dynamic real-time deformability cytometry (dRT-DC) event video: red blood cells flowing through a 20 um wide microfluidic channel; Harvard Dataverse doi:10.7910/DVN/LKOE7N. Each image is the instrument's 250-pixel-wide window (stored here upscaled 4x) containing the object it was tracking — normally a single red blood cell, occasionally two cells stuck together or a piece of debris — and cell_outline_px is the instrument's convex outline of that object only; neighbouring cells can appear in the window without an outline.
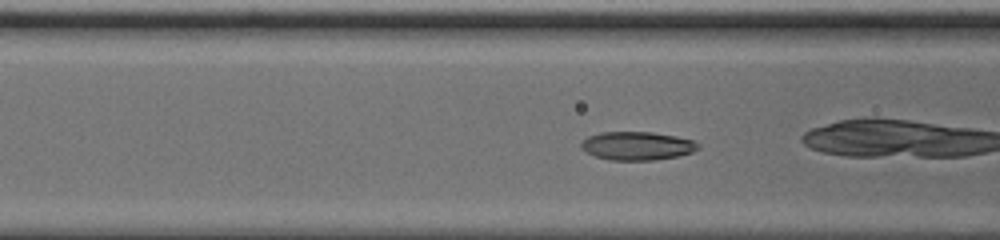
{"species": "common noctule bat (a hibernating species)", "species_latin": "Nyctalus noctula", "temperature_condition": "cold", "stored_images_in_passage": 35, "camera_frame_rate_fps": 3000, "um_per_image_px": 0.085, "animal": {"sex": "male", "body_mass_g": 20.0, "forearm_length_mm": 53.3}, "frame": {"image": 1, "passage_image": 11, "time_ms": 3.333, "image_size_px": [1000, 240], "cell_outline_px": [[700, 148], [692, 152], [676, 156], [652, 160], [608, 160], [596, 156], [580, 148], [580, 144], [588, 136], [600, 132], [652, 132], [676, 136], [692, 140], [700, 144]], "centroid_in_image_um": [54.15, 12.39], "position_along_channel_um": 112.4, "area_um2": 19.31}}